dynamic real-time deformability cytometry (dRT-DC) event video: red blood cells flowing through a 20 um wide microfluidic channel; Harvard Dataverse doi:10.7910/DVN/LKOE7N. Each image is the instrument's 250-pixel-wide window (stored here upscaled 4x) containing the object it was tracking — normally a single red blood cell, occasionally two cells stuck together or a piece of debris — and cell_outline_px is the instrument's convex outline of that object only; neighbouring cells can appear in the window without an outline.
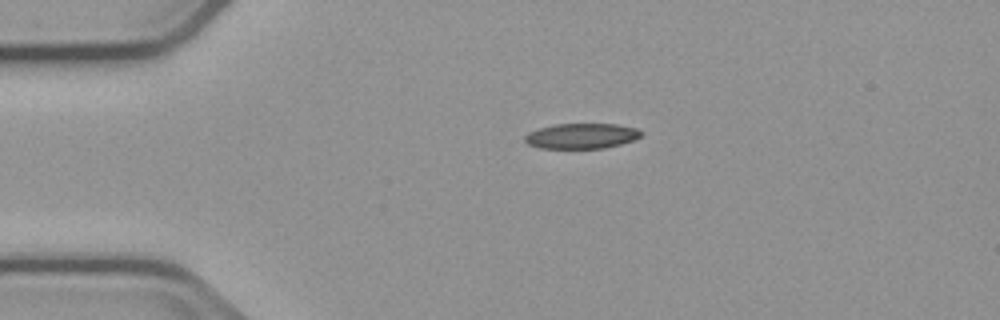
{"species": "common noctule bat (a hibernating species)", "species_latin": "Nyctalus noctula", "temperature_condition": "cold", "stored_images_in_passage": 3, "segment_of_instrument_passage": [1, 2], "camera_frame_rate_fps": 3000, "um_per_image_px": 0.085, "animal": {"sex": "male", "body_mass_g": 23.1, "forearm_length_mm": 52.7}, "frame": {"image": 1, "passage_image": 1, "time_ms": 0.0, "image_size_px": [1000, 320], "cell_outline_px": [[644, 132], [640, 136], [632, 140], [620, 144], [604, 148], [540, 148], [528, 144], [524, 140], [524, 136], [528, 132], [540, 128], [556, 124], [616, 124], [640, 128]], "centroid_in_image_um": [49.45, 11.55], "position_along_channel_um": 35.6, "area_um2": 17.17}}